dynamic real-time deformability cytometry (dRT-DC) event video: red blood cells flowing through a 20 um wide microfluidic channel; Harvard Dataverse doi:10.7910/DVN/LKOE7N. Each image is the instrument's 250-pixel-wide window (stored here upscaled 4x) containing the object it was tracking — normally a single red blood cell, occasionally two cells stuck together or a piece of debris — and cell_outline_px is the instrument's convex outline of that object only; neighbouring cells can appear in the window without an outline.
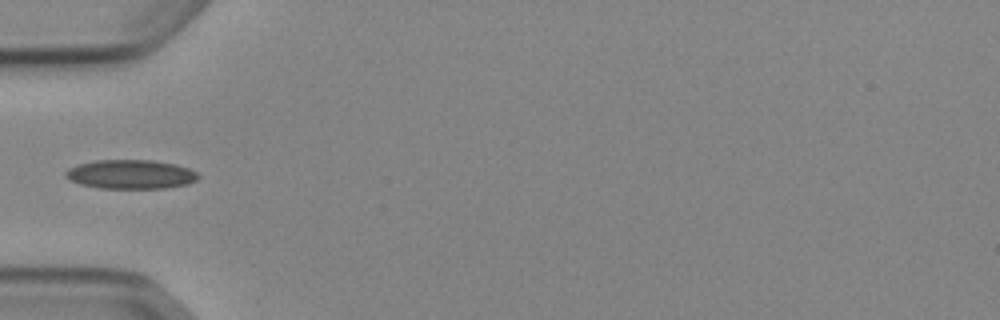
{"species": "Egyptian fruit bat (a non-hibernating species)", "species_latin": "Rousettus aegyptiacus", "temperature_condition": "cold", "stored_images_in_passage": 22, "camera_frame_rate_fps": 3000, "um_per_image_px": 0.085, "animal": {"sex": "female"}, "frame": {"image": 1, "passage_image": 1, "time_ms": 0.0, "image_size_px": [1000, 320], "cell_outline_px": [[200, 176], [196, 180], [188, 184], [164, 188], [100, 188], [80, 184], [68, 180], [64, 176], [64, 172], [68, 168], [76, 164], [96, 160], [152, 160], [176, 164], [188, 168], [196, 172]], "centroid_in_image_um": [11.07, 14.81], "position_along_channel_um": 73.9, "area_um2": 22.66}}